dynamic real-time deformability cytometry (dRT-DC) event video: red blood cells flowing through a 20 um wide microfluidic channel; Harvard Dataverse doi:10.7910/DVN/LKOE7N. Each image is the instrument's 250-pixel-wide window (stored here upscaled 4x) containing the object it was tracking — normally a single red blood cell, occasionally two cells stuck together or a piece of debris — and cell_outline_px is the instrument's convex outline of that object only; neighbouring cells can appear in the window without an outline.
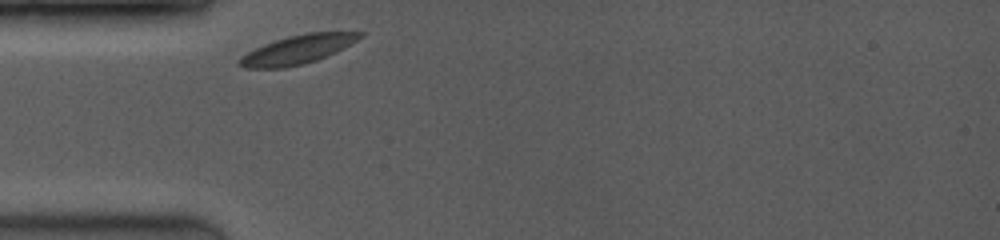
{"species": "common noctule bat (a hibernating species)", "species_latin": "Nyctalus noctula", "temperature_condition": "room temperature", "stored_images_in_passage": 24, "camera_frame_rate_fps": 3500, "um_per_image_px": 0.085, "animal": {"sex": "female", "body_mass_g": 19.0, "forearm_length_mm": 53.3}, "frame": {"image": 1, "passage_image": 1, "time_ms": 0.0, "image_size_px": [1000, 240], "cell_outline_px": [[364, 36], [344, 48], [336, 52], [316, 60], [304, 64], [284, 68], [244, 68], [236, 64], [236, 60], [240, 56], [264, 44], [288, 36], [308, 32], [364, 32]], "centroid_in_image_um": [25.27, 4.22], "position_along_channel_um": 59.7, "area_um2": 20.29}}
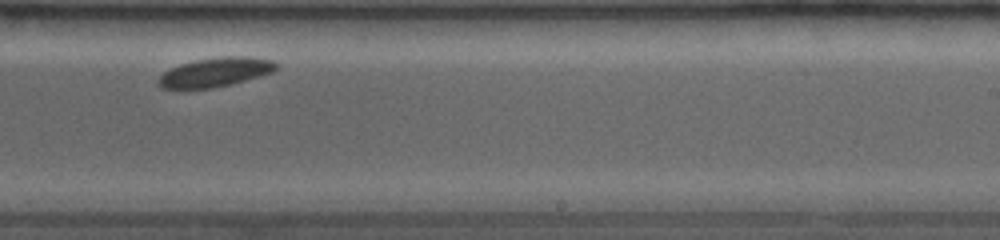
{"frame": {"image": 2, "passage_image": 17, "time_ms": 5.714, "image_size_px": [1000, 240], "cell_outline_px": [[280, 64], [272, 72], [232, 84], [212, 88], [160, 88], [156, 84], [156, 80], [164, 72], [180, 64], [196, 60], [220, 56], [248, 56], [272, 60]], "centroid_in_image_um": [18.3, 6.13], "position_along_channel_um": 270.7, "area_um2": 20.0}}
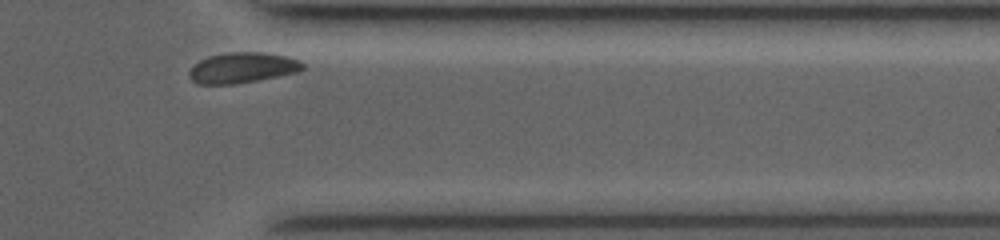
{"frame": {"image": 3, "passage_image": 24, "time_ms": 8.857, "image_size_px": [1000, 240], "cell_outline_px": [[304, 68], [296, 72], [256, 80], [232, 84], [196, 84], [188, 76], [188, 72], [192, 64], [208, 56], [228, 52], [260, 52], [288, 56], [300, 60], [304, 64]], "centroid_in_image_um": [20.55, 5.75], "position_along_channel_um": 390.8, "area_um2": 20.23}, "authors_computed_cell_mechanics": {"area_um2": 20.2011, "velocity_mm_per_s": 3.7502, "shape_relaxation_time_tau1_ms": 1.4063, "shape_relaxation_time_tau2_ms": null, "deformation_change_tau1": 0.0545, "deformation_change_tau2": null}}